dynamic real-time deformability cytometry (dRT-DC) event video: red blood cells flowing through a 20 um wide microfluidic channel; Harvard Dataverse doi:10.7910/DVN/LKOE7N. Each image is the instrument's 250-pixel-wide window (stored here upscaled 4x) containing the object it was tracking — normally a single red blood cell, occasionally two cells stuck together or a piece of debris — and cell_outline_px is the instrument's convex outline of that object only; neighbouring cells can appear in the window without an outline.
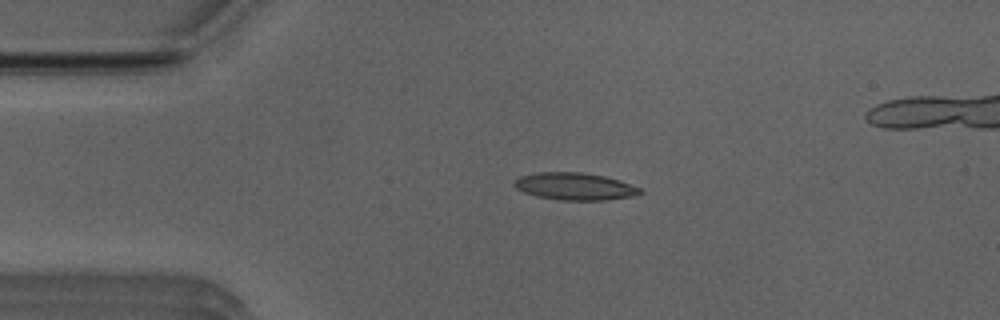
{"species": "Egyptian fruit bat (a non-hibernating species)", "species_latin": "Rousettus aegyptiacus", "temperature_condition": "room temperature", "stored_images_in_passage": 48, "camera_frame_rate_fps": 3000, "um_per_image_px": 0.085, "animal": {"sex": "male"}, "frame": {"image": 1, "passage_image": 10, "time_ms": 3.0, "image_size_px": [1000, 320], "cell_outline_px": [[644, 192], [636, 196], [604, 200], [560, 200], [536, 196], [524, 192], [516, 188], [512, 184], [512, 180], [520, 176], [540, 172], [580, 172], [604, 176], [640, 188]], "centroid_in_image_um": [48.82, 15.85], "position_along_channel_um": 36.2, "area_um2": 19.94}}
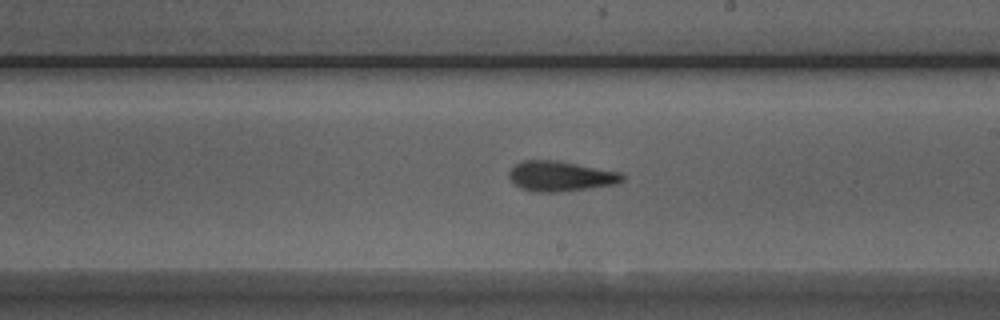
{"frame": {"image": 2, "passage_image": 28, "time_ms": 9.0, "image_size_px": [1000, 320], "cell_outline_px": [[624, 180], [616, 184], [588, 188], [556, 192], [536, 192], [520, 188], [512, 184], [508, 176], [508, 172], [516, 164], [524, 160], [556, 160], [620, 172], [624, 176]], "centroid_in_image_um": [47.6, 14.98], "position_along_channel_um": 241.4, "area_um2": 19.88}}
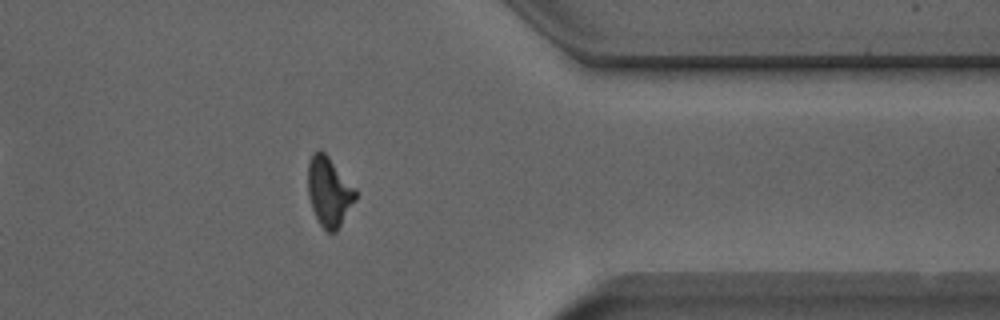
{"frame": {"image": 3, "passage_image": 40, "time_ms": 13.0, "image_size_px": [1000, 320], "cell_outline_px": [[356, 200], [336, 232], [328, 232], [320, 224], [312, 208], [308, 196], [308, 160], [312, 152], [320, 148], [328, 156], [356, 188]], "centroid_in_image_um": [27.96, 16.26], "position_along_channel_um": 383.4, "area_um2": 19.36}, "authors_computed_cell_mechanics": {"area_um2": 19.363, "velocity_mm_per_s": 3.9508, "shape_relaxation_time_tau1_ms": 10.4499, "shape_relaxation_time_tau2_ms": 3.0694, "deformation_change_tau1": 0.2682, "deformation_change_tau2": 0.1283}}